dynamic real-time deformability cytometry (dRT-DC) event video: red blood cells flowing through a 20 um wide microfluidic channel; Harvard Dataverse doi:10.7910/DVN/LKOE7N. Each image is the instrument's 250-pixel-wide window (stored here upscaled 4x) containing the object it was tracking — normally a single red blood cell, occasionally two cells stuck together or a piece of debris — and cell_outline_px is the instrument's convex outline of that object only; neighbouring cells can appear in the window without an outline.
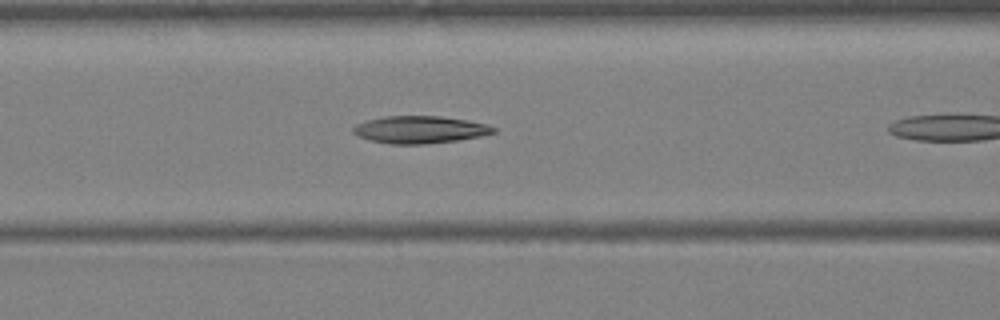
{"species": "Egyptian fruit bat (a non-hibernating species)", "species_latin": "Rousettus aegyptiacus", "temperature_condition": "warm", "stored_images_in_passage": 7, "camera_frame_rate_fps": 3000, "um_per_image_px": 0.085, "animal": {"sex": "female"}, "frame": {"image": 1, "passage_image": 6, "time_ms": 1.667, "image_size_px": [1000, 320], "cell_outline_px": [[496, 132], [480, 136], [456, 140], [424, 144], [388, 144], [368, 140], [352, 132], [352, 128], [356, 124], [364, 120], [384, 116], [440, 116], [468, 120], [484, 124], [496, 128]], "centroid_in_image_um": [35.63, 11.01], "position_along_channel_um": 131.0, "area_um2": 22.37}}